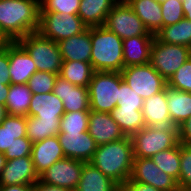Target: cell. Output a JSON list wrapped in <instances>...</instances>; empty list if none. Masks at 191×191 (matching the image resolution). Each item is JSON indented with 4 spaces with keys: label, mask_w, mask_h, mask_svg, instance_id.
Returning <instances> with one entry per match:
<instances>
[{
    "label": "cell",
    "mask_w": 191,
    "mask_h": 191,
    "mask_svg": "<svg viewBox=\"0 0 191 191\" xmlns=\"http://www.w3.org/2000/svg\"><path fill=\"white\" fill-rule=\"evenodd\" d=\"M39 180L31 156L7 160L0 175V186L33 185Z\"/></svg>",
    "instance_id": "obj_14"
},
{
    "label": "cell",
    "mask_w": 191,
    "mask_h": 191,
    "mask_svg": "<svg viewBox=\"0 0 191 191\" xmlns=\"http://www.w3.org/2000/svg\"><path fill=\"white\" fill-rule=\"evenodd\" d=\"M32 92L27 84H10L6 109L11 116H28Z\"/></svg>",
    "instance_id": "obj_28"
},
{
    "label": "cell",
    "mask_w": 191,
    "mask_h": 191,
    "mask_svg": "<svg viewBox=\"0 0 191 191\" xmlns=\"http://www.w3.org/2000/svg\"><path fill=\"white\" fill-rule=\"evenodd\" d=\"M141 19L149 33H156L163 27L161 4L153 0H125Z\"/></svg>",
    "instance_id": "obj_23"
},
{
    "label": "cell",
    "mask_w": 191,
    "mask_h": 191,
    "mask_svg": "<svg viewBox=\"0 0 191 191\" xmlns=\"http://www.w3.org/2000/svg\"><path fill=\"white\" fill-rule=\"evenodd\" d=\"M63 61H83L91 63V27L80 34L58 42Z\"/></svg>",
    "instance_id": "obj_19"
},
{
    "label": "cell",
    "mask_w": 191,
    "mask_h": 191,
    "mask_svg": "<svg viewBox=\"0 0 191 191\" xmlns=\"http://www.w3.org/2000/svg\"><path fill=\"white\" fill-rule=\"evenodd\" d=\"M191 58L188 46L163 43L156 37L152 43L150 64L168 81L172 75Z\"/></svg>",
    "instance_id": "obj_7"
},
{
    "label": "cell",
    "mask_w": 191,
    "mask_h": 191,
    "mask_svg": "<svg viewBox=\"0 0 191 191\" xmlns=\"http://www.w3.org/2000/svg\"><path fill=\"white\" fill-rule=\"evenodd\" d=\"M119 191H162L156 189L152 185L142 182H135L130 178L122 185L119 186Z\"/></svg>",
    "instance_id": "obj_42"
},
{
    "label": "cell",
    "mask_w": 191,
    "mask_h": 191,
    "mask_svg": "<svg viewBox=\"0 0 191 191\" xmlns=\"http://www.w3.org/2000/svg\"><path fill=\"white\" fill-rule=\"evenodd\" d=\"M52 92L63 102L65 112L90 110L88 87L71 84L58 75Z\"/></svg>",
    "instance_id": "obj_17"
},
{
    "label": "cell",
    "mask_w": 191,
    "mask_h": 191,
    "mask_svg": "<svg viewBox=\"0 0 191 191\" xmlns=\"http://www.w3.org/2000/svg\"><path fill=\"white\" fill-rule=\"evenodd\" d=\"M171 88L191 93V58H189L167 81Z\"/></svg>",
    "instance_id": "obj_38"
},
{
    "label": "cell",
    "mask_w": 191,
    "mask_h": 191,
    "mask_svg": "<svg viewBox=\"0 0 191 191\" xmlns=\"http://www.w3.org/2000/svg\"><path fill=\"white\" fill-rule=\"evenodd\" d=\"M120 72L94 71L88 85L90 110L110 113L119 103Z\"/></svg>",
    "instance_id": "obj_5"
},
{
    "label": "cell",
    "mask_w": 191,
    "mask_h": 191,
    "mask_svg": "<svg viewBox=\"0 0 191 191\" xmlns=\"http://www.w3.org/2000/svg\"><path fill=\"white\" fill-rule=\"evenodd\" d=\"M134 161L130 136L97 146L90 163L119 186L131 176Z\"/></svg>",
    "instance_id": "obj_1"
},
{
    "label": "cell",
    "mask_w": 191,
    "mask_h": 191,
    "mask_svg": "<svg viewBox=\"0 0 191 191\" xmlns=\"http://www.w3.org/2000/svg\"><path fill=\"white\" fill-rule=\"evenodd\" d=\"M110 114L126 136H131L146 126L142 110L137 108L115 107Z\"/></svg>",
    "instance_id": "obj_31"
},
{
    "label": "cell",
    "mask_w": 191,
    "mask_h": 191,
    "mask_svg": "<svg viewBox=\"0 0 191 191\" xmlns=\"http://www.w3.org/2000/svg\"><path fill=\"white\" fill-rule=\"evenodd\" d=\"M57 77L55 73L36 71L27 85L32 94H46L53 91Z\"/></svg>",
    "instance_id": "obj_36"
},
{
    "label": "cell",
    "mask_w": 191,
    "mask_h": 191,
    "mask_svg": "<svg viewBox=\"0 0 191 191\" xmlns=\"http://www.w3.org/2000/svg\"><path fill=\"white\" fill-rule=\"evenodd\" d=\"M8 116L6 105L0 103V124Z\"/></svg>",
    "instance_id": "obj_50"
},
{
    "label": "cell",
    "mask_w": 191,
    "mask_h": 191,
    "mask_svg": "<svg viewBox=\"0 0 191 191\" xmlns=\"http://www.w3.org/2000/svg\"><path fill=\"white\" fill-rule=\"evenodd\" d=\"M130 179L162 191H174L179 187L177 181L157 167L151 158H134Z\"/></svg>",
    "instance_id": "obj_12"
},
{
    "label": "cell",
    "mask_w": 191,
    "mask_h": 191,
    "mask_svg": "<svg viewBox=\"0 0 191 191\" xmlns=\"http://www.w3.org/2000/svg\"><path fill=\"white\" fill-rule=\"evenodd\" d=\"M10 84H27L37 71L27 51L17 42L8 45Z\"/></svg>",
    "instance_id": "obj_16"
},
{
    "label": "cell",
    "mask_w": 191,
    "mask_h": 191,
    "mask_svg": "<svg viewBox=\"0 0 191 191\" xmlns=\"http://www.w3.org/2000/svg\"><path fill=\"white\" fill-rule=\"evenodd\" d=\"M40 0H0V29L11 41L37 32Z\"/></svg>",
    "instance_id": "obj_2"
},
{
    "label": "cell",
    "mask_w": 191,
    "mask_h": 191,
    "mask_svg": "<svg viewBox=\"0 0 191 191\" xmlns=\"http://www.w3.org/2000/svg\"><path fill=\"white\" fill-rule=\"evenodd\" d=\"M155 37L163 42L191 48V21L183 18L176 24L162 27Z\"/></svg>",
    "instance_id": "obj_27"
},
{
    "label": "cell",
    "mask_w": 191,
    "mask_h": 191,
    "mask_svg": "<svg viewBox=\"0 0 191 191\" xmlns=\"http://www.w3.org/2000/svg\"><path fill=\"white\" fill-rule=\"evenodd\" d=\"M144 100L135 91L122 81L120 83L119 103L116 107L137 108L142 110Z\"/></svg>",
    "instance_id": "obj_40"
},
{
    "label": "cell",
    "mask_w": 191,
    "mask_h": 191,
    "mask_svg": "<svg viewBox=\"0 0 191 191\" xmlns=\"http://www.w3.org/2000/svg\"><path fill=\"white\" fill-rule=\"evenodd\" d=\"M64 113L63 102L53 92L32 94L28 116L42 119H61Z\"/></svg>",
    "instance_id": "obj_22"
},
{
    "label": "cell",
    "mask_w": 191,
    "mask_h": 191,
    "mask_svg": "<svg viewBox=\"0 0 191 191\" xmlns=\"http://www.w3.org/2000/svg\"><path fill=\"white\" fill-rule=\"evenodd\" d=\"M20 137H26V116L8 115L0 124V153H5Z\"/></svg>",
    "instance_id": "obj_30"
},
{
    "label": "cell",
    "mask_w": 191,
    "mask_h": 191,
    "mask_svg": "<svg viewBox=\"0 0 191 191\" xmlns=\"http://www.w3.org/2000/svg\"><path fill=\"white\" fill-rule=\"evenodd\" d=\"M155 36H135L123 39V68L150 63Z\"/></svg>",
    "instance_id": "obj_20"
},
{
    "label": "cell",
    "mask_w": 191,
    "mask_h": 191,
    "mask_svg": "<svg viewBox=\"0 0 191 191\" xmlns=\"http://www.w3.org/2000/svg\"><path fill=\"white\" fill-rule=\"evenodd\" d=\"M12 41L0 29V51L5 50Z\"/></svg>",
    "instance_id": "obj_49"
},
{
    "label": "cell",
    "mask_w": 191,
    "mask_h": 191,
    "mask_svg": "<svg viewBox=\"0 0 191 191\" xmlns=\"http://www.w3.org/2000/svg\"><path fill=\"white\" fill-rule=\"evenodd\" d=\"M6 157H5V154L4 153H0V175H1V172L3 171V168L4 166L6 165Z\"/></svg>",
    "instance_id": "obj_51"
},
{
    "label": "cell",
    "mask_w": 191,
    "mask_h": 191,
    "mask_svg": "<svg viewBox=\"0 0 191 191\" xmlns=\"http://www.w3.org/2000/svg\"><path fill=\"white\" fill-rule=\"evenodd\" d=\"M90 110L65 112L60 119L59 132H85L88 131Z\"/></svg>",
    "instance_id": "obj_34"
},
{
    "label": "cell",
    "mask_w": 191,
    "mask_h": 191,
    "mask_svg": "<svg viewBox=\"0 0 191 191\" xmlns=\"http://www.w3.org/2000/svg\"><path fill=\"white\" fill-rule=\"evenodd\" d=\"M178 134L180 143L191 146V116L178 127Z\"/></svg>",
    "instance_id": "obj_43"
},
{
    "label": "cell",
    "mask_w": 191,
    "mask_h": 191,
    "mask_svg": "<svg viewBox=\"0 0 191 191\" xmlns=\"http://www.w3.org/2000/svg\"><path fill=\"white\" fill-rule=\"evenodd\" d=\"M32 151V142L28 137L16 138L15 142L11 145L10 148L6 149L5 157L6 160L31 156Z\"/></svg>",
    "instance_id": "obj_41"
},
{
    "label": "cell",
    "mask_w": 191,
    "mask_h": 191,
    "mask_svg": "<svg viewBox=\"0 0 191 191\" xmlns=\"http://www.w3.org/2000/svg\"><path fill=\"white\" fill-rule=\"evenodd\" d=\"M119 0H81L78 16L87 27L103 26Z\"/></svg>",
    "instance_id": "obj_25"
},
{
    "label": "cell",
    "mask_w": 191,
    "mask_h": 191,
    "mask_svg": "<svg viewBox=\"0 0 191 191\" xmlns=\"http://www.w3.org/2000/svg\"><path fill=\"white\" fill-rule=\"evenodd\" d=\"M57 137L65 157L85 163L91 161L97 145L88 131L59 132Z\"/></svg>",
    "instance_id": "obj_13"
},
{
    "label": "cell",
    "mask_w": 191,
    "mask_h": 191,
    "mask_svg": "<svg viewBox=\"0 0 191 191\" xmlns=\"http://www.w3.org/2000/svg\"><path fill=\"white\" fill-rule=\"evenodd\" d=\"M94 70L91 63L63 61L59 76L77 86L88 87Z\"/></svg>",
    "instance_id": "obj_32"
},
{
    "label": "cell",
    "mask_w": 191,
    "mask_h": 191,
    "mask_svg": "<svg viewBox=\"0 0 191 191\" xmlns=\"http://www.w3.org/2000/svg\"><path fill=\"white\" fill-rule=\"evenodd\" d=\"M10 90V83L7 80H0V103H6L8 93Z\"/></svg>",
    "instance_id": "obj_46"
},
{
    "label": "cell",
    "mask_w": 191,
    "mask_h": 191,
    "mask_svg": "<svg viewBox=\"0 0 191 191\" xmlns=\"http://www.w3.org/2000/svg\"><path fill=\"white\" fill-rule=\"evenodd\" d=\"M161 4L163 27L178 23L184 18L181 0H164Z\"/></svg>",
    "instance_id": "obj_39"
},
{
    "label": "cell",
    "mask_w": 191,
    "mask_h": 191,
    "mask_svg": "<svg viewBox=\"0 0 191 191\" xmlns=\"http://www.w3.org/2000/svg\"><path fill=\"white\" fill-rule=\"evenodd\" d=\"M85 162L71 158H63L56 161L40 176L39 180L45 184L55 185L75 191L81 178L83 164Z\"/></svg>",
    "instance_id": "obj_11"
},
{
    "label": "cell",
    "mask_w": 191,
    "mask_h": 191,
    "mask_svg": "<svg viewBox=\"0 0 191 191\" xmlns=\"http://www.w3.org/2000/svg\"><path fill=\"white\" fill-rule=\"evenodd\" d=\"M153 1H156V2L161 3V2H163L164 0H153Z\"/></svg>",
    "instance_id": "obj_53"
},
{
    "label": "cell",
    "mask_w": 191,
    "mask_h": 191,
    "mask_svg": "<svg viewBox=\"0 0 191 191\" xmlns=\"http://www.w3.org/2000/svg\"><path fill=\"white\" fill-rule=\"evenodd\" d=\"M122 40L135 36H155L146 29L141 19L125 0H119L108 13L104 25Z\"/></svg>",
    "instance_id": "obj_8"
},
{
    "label": "cell",
    "mask_w": 191,
    "mask_h": 191,
    "mask_svg": "<svg viewBox=\"0 0 191 191\" xmlns=\"http://www.w3.org/2000/svg\"><path fill=\"white\" fill-rule=\"evenodd\" d=\"M32 191H71V190L55 185L45 184L40 180H38L32 185Z\"/></svg>",
    "instance_id": "obj_45"
},
{
    "label": "cell",
    "mask_w": 191,
    "mask_h": 191,
    "mask_svg": "<svg viewBox=\"0 0 191 191\" xmlns=\"http://www.w3.org/2000/svg\"><path fill=\"white\" fill-rule=\"evenodd\" d=\"M165 89L144 100L142 114L146 126H174L167 107Z\"/></svg>",
    "instance_id": "obj_21"
},
{
    "label": "cell",
    "mask_w": 191,
    "mask_h": 191,
    "mask_svg": "<svg viewBox=\"0 0 191 191\" xmlns=\"http://www.w3.org/2000/svg\"><path fill=\"white\" fill-rule=\"evenodd\" d=\"M31 157L38 176L56 161L65 158L57 136L32 143Z\"/></svg>",
    "instance_id": "obj_18"
},
{
    "label": "cell",
    "mask_w": 191,
    "mask_h": 191,
    "mask_svg": "<svg viewBox=\"0 0 191 191\" xmlns=\"http://www.w3.org/2000/svg\"><path fill=\"white\" fill-rule=\"evenodd\" d=\"M88 132L97 146L126 137L110 113L93 110L89 113Z\"/></svg>",
    "instance_id": "obj_15"
},
{
    "label": "cell",
    "mask_w": 191,
    "mask_h": 191,
    "mask_svg": "<svg viewBox=\"0 0 191 191\" xmlns=\"http://www.w3.org/2000/svg\"><path fill=\"white\" fill-rule=\"evenodd\" d=\"M87 26L78 15L40 13L38 32L45 38L60 42L83 32Z\"/></svg>",
    "instance_id": "obj_10"
},
{
    "label": "cell",
    "mask_w": 191,
    "mask_h": 191,
    "mask_svg": "<svg viewBox=\"0 0 191 191\" xmlns=\"http://www.w3.org/2000/svg\"><path fill=\"white\" fill-rule=\"evenodd\" d=\"M123 81L143 100L161 92L167 86V81L152 67L145 65L127 66L120 72Z\"/></svg>",
    "instance_id": "obj_9"
},
{
    "label": "cell",
    "mask_w": 191,
    "mask_h": 191,
    "mask_svg": "<svg viewBox=\"0 0 191 191\" xmlns=\"http://www.w3.org/2000/svg\"><path fill=\"white\" fill-rule=\"evenodd\" d=\"M151 159L157 167L178 182L180 174V142L170 149L158 152Z\"/></svg>",
    "instance_id": "obj_33"
},
{
    "label": "cell",
    "mask_w": 191,
    "mask_h": 191,
    "mask_svg": "<svg viewBox=\"0 0 191 191\" xmlns=\"http://www.w3.org/2000/svg\"><path fill=\"white\" fill-rule=\"evenodd\" d=\"M0 191H32V185L0 186Z\"/></svg>",
    "instance_id": "obj_47"
},
{
    "label": "cell",
    "mask_w": 191,
    "mask_h": 191,
    "mask_svg": "<svg viewBox=\"0 0 191 191\" xmlns=\"http://www.w3.org/2000/svg\"><path fill=\"white\" fill-rule=\"evenodd\" d=\"M91 65L94 71L121 72L123 40L105 26L91 27Z\"/></svg>",
    "instance_id": "obj_3"
},
{
    "label": "cell",
    "mask_w": 191,
    "mask_h": 191,
    "mask_svg": "<svg viewBox=\"0 0 191 191\" xmlns=\"http://www.w3.org/2000/svg\"><path fill=\"white\" fill-rule=\"evenodd\" d=\"M184 18L191 21V0H182Z\"/></svg>",
    "instance_id": "obj_48"
},
{
    "label": "cell",
    "mask_w": 191,
    "mask_h": 191,
    "mask_svg": "<svg viewBox=\"0 0 191 191\" xmlns=\"http://www.w3.org/2000/svg\"><path fill=\"white\" fill-rule=\"evenodd\" d=\"M0 80H7L10 83L8 47L0 51Z\"/></svg>",
    "instance_id": "obj_44"
},
{
    "label": "cell",
    "mask_w": 191,
    "mask_h": 191,
    "mask_svg": "<svg viewBox=\"0 0 191 191\" xmlns=\"http://www.w3.org/2000/svg\"><path fill=\"white\" fill-rule=\"evenodd\" d=\"M178 186L191 189V146L180 143V174Z\"/></svg>",
    "instance_id": "obj_37"
},
{
    "label": "cell",
    "mask_w": 191,
    "mask_h": 191,
    "mask_svg": "<svg viewBox=\"0 0 191 191\" xmlns=\"http://www.w3.org/2000/svg\"><path fill=\"white\" fill-rule=\"evenodd\" d=\"M59 129L60 119H42L34 116H26V137L32 143L57 136Z\"/></svg>",
    "instance_id": "obj_29"
},
{
    "label": "cell",
    "mask_w": 191,
    "mask_h": 191,
    "mask_svg": "<svg viewBox=\"0 0 191 191\" xmlns=\"http://www.w3.org/2000/svg\"><path fill=\"white\" fill-rule=\"evenodd\" d=\"M17 42L32 58L37 71L60 74L63 59L57 42L43 37L38 31L27 34Z\"/></svg>",
    "instance_id": "obj_6"
},
{
    "label": "cell",
    "mask_w": 191,
    "mask_h": 191,
    "mask_svg": "<svg viewBox=\"0 0 191 191\" xmlns=\"http://www.w3.org/2000/svg\"><path fill=\"white\" fill-rule=\"evenodd\" d=\"M167 107L174 126L179 127L191 116V93L165 87Z\"/></svg>",
    "instance_id": "obj_26"
},
{
    "label": "cell",
    "mask_w": 191,
    "mask_h": 191,
    "mask_svg": "<svg viewBox=\"0 0 191 191\" xmlns=\"http://www.w3.org/2000/svg\"><path fill=\"white\" fill-rule=\"evenodd\" d=\"M134 158H151L179 142L177 126H145L130 136Z\"/></svg>",
    "instance_id": "obj_4"
},
{
    "label": "cell",
    "mask_w": 191,
    "mask_h": 191,
    "mask_svg": "<svg viewBox=\"0 0 191 191\" xmlns=\"http://www.w3.org/2000/svg\"><path fill=\"white\" fill-rule=\"evenodd\" d=\"M81 0H40V13L78 15Z\"/></svg>",
    "instance_id": "obj_35"
},
{
    "label": "cell",
    "mask_w": 191,
    "mask_h": 191,
    "mask_svg": "<svg viewBox=\"0 0 191 191\" xmlns=\"http://www.w3.org/2000/svg\"><path fill=\"white\" fill-rule=\"evenodd\" d=\"M75 191H119V185L87 162L83 164Z\"/></svg>",
    "instance_id": "obj_24"
},
{
    "label": "cell",
    "mask_w": 191,
    "mask_h": 191,
    "mask_svg": "<svg viewBox=\"0 0 191 191\" xmlns=\"http://www.w3.org/2000/svg\"><path fill=\"white\" fill-rule=\"evenodd\" d=\"M174 191H191V189H184V188L178 187V188L175 189Z\"/></svg>",
    "instance_id": "obj_52"
}]
</instances>
